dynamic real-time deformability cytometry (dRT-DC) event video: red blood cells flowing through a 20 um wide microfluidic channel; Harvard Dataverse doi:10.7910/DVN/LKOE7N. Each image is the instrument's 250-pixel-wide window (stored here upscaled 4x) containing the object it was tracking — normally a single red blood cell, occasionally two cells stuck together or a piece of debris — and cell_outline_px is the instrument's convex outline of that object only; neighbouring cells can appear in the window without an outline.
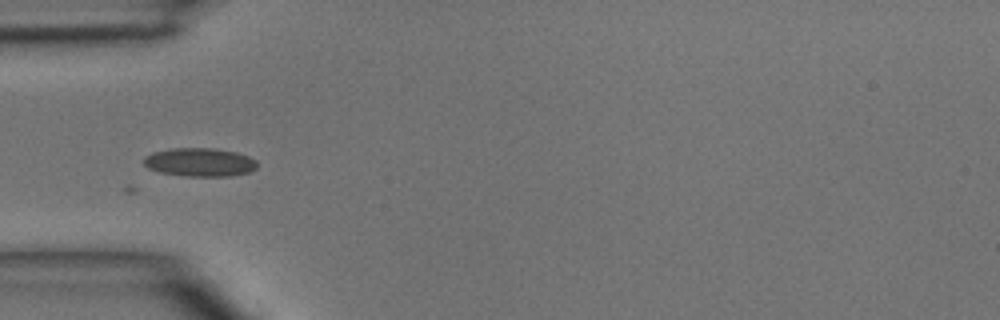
{"species": "common noctule bat (a hibernating species)", "species_latin": "Nyctalus noctula", "temperature_condition": "room temperature", "stored_images_in_passage": 3, "camera_frame_rate_fps": 3000, "um_per_image_px": 0.085, "animal": {"sex": "male", "body_mass_g": 15.6}, "frame": {"image": 1, "passage_image": 3, "time_ms": 2.0, "image_size_px": [1000, 320], "cell_outline_px": [[256, 168], [248, 172], [232, 176], [188, 176], [160, 172], [148, 168], [144, 164], [144, 156], [152, 152], [172, 148], [216, 148], [236, 152], [248, 156], [256, 160]], "centroid_in_image_um": [16.97, 13.78], "position_along_channel_um": 68.0, "area_um2": 18.84}}